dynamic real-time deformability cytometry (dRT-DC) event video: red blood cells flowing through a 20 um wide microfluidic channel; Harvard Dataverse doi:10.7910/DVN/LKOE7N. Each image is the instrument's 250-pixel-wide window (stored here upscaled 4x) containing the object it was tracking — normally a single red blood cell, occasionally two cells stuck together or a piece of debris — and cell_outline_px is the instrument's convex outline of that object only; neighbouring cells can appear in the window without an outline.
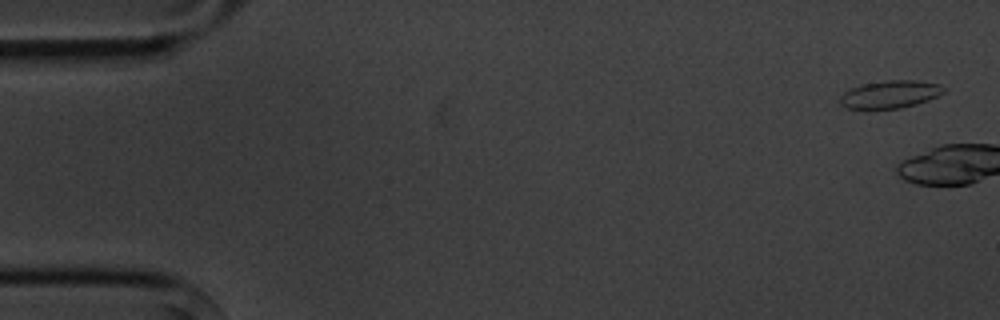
{"species": "common noctule bat (a hibernating species)", "species_latin": "Nyctalus noctula", "temperature_condition": "cold", "stored_images_in_passage": 9, "camera_frame_rate_fps": 3000, "um_per_image_px": 0.085, "animal": {"sex": "male", "body_mass_g": 20.1, "forearm_length_mm": 53.5}, "frame": {"image": 1, "passage_image": 1, "time_ms": 0.0, "image_size_px": [1000, 320], "cell_outline_px": [[944, 92], [928, 100], [916, 104], [900, 108], [848, 108], [840, 104], [840, 96], [844, 92], [860, 84], [888, 80], [916, 80], [940, 84], [944, 88]], "centroid_in_image_um": [75.66, 8.0], "position_along_channel_um": 9.3, "area_um2": 16.53}}
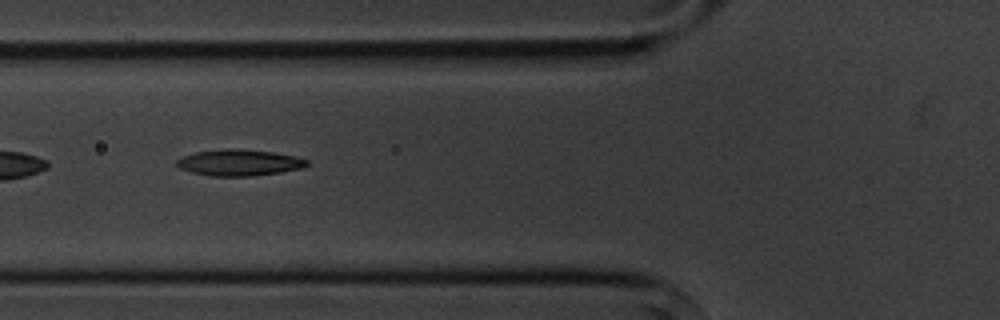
{"frame": {"image": 2, "passage_image": 7, "time_ms": 7.333, "image_size_px": [1000, 320], "cell_outline_px": [[308, 164], [304, 168], [280, 172], [252, 176], [212, 176], [192, 172], [180, 168], [176, 164], [176, 160], [180, 156], [196, 152], [228, 148], [240, 148], [272, 152], [292, 156], [308, 160]], "centroid_in_image_um": [20.3, 13.82], "position_along_channel_um": 105.5, "area_um2": 19.94}}
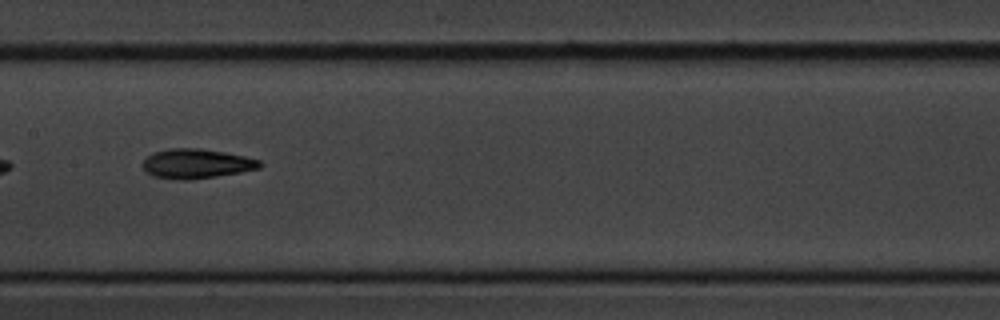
{"frame": {"image": 3, "passage_image": 9, "time_ms": 9.667, "image_size_px": [1000, 320], "cell_outline_px": [[264, 164], [260, 168], [240, 172], [192, 180], [180, 180], [152, 176], [144, 168], [144, 160], [152, 152], [168, 148], [200, 148], [224, 152], [244, 156], [260, 160]], "centroid_in_image_um": [16.71, 13.91], "position_along_channel_um": 190.7, "area_um2": 20.17}}